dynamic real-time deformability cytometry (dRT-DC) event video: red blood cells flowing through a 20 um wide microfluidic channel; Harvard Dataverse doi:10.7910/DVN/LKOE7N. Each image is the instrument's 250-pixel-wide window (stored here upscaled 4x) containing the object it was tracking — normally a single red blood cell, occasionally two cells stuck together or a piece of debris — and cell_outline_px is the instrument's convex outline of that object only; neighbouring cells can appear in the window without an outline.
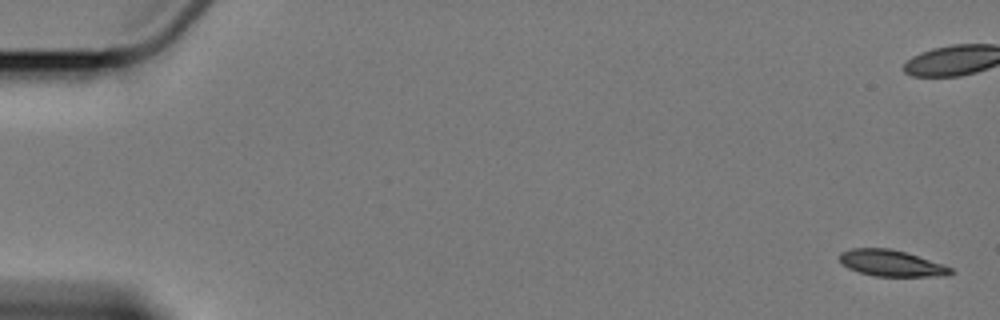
{"species": "Egyptian fruit bat (a non-hibernating species)", "species_latin": "Rousettus aegyptiacus", "temperature_condition": "cold", "stored_images_in_passage": 7, "camera_frame_rate_fps": 3000, "um_per_image_px": 0.085, "animal": {"sex": "female"}, "frame": {"image": 1, "passage_image": 1, "time_ms": 0.0, "image_size_px": [1000, 320], "cell_outline_px": [[956, 272], [948, 276], [876, 276], [860, 272], [848, 268], [840, 260], [840, 252], [852, 248], [888, 248], [904, 252], [944, 264], [952, 268]], "centroid_in_image_um": [75.81, 22.38], "position_along_channel_um": 9.2, "area_um2": 16.94}}
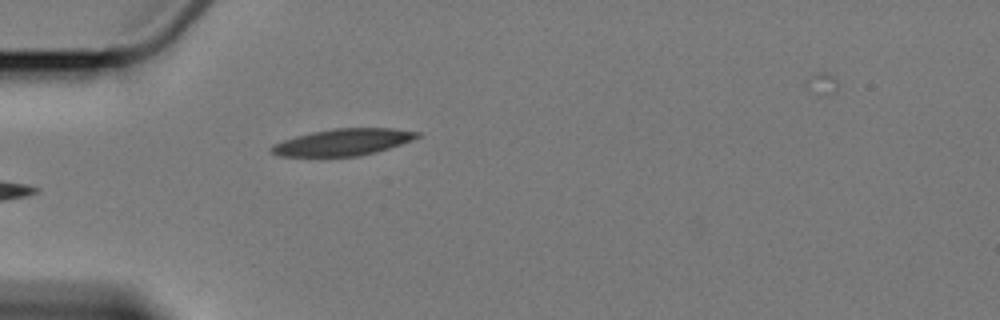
{"frame": {"image": 2, "passage_image": 6, "time_ms": 6.667, "image_size_px": [1000, 320], "cell_outline_px": [[420, 136], [412, 140], [376, 152], [360, 156], [276, 156], [268, 148], [272, 144], [296, 136], [312, 132], [332, 128], [392, 128], [420, 132]], "centroid_in_image_um": [29.13, 12.08], "position_along_channel_um": 55.9, "area_um2": 22.66}}